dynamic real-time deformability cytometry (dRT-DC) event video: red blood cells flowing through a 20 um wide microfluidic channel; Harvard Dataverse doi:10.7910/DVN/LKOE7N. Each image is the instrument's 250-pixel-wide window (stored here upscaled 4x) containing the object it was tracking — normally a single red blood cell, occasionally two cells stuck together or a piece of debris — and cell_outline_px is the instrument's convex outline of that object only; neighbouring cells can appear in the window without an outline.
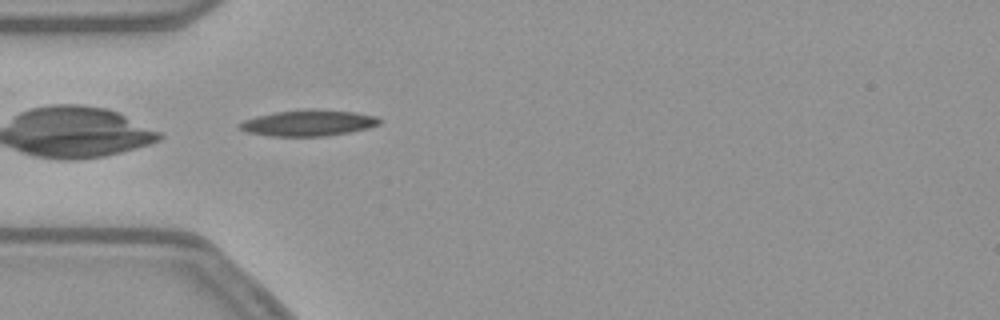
{"species": "common noctule bat (a hibernating species)", "species_latin": "Nyctalus noctula", "temperature_condition": "warm", "stored_images_in_passage": 31, "camera_frame_rate_fps": 3000, "um_per_image_px": 0.085, "animal": {"sex": "female", "body_mass_g": 21.9}, "frame": {"image": 1, "passage_image": 1, "time_ms": 0.0, "image_size_px": [1000, 320], "cell_outline_px": [[380, 124], [368, 128], [352, 132], [328, 136], [272, 136], [248, 132], [240, 128], [236, 124], [244, 120], [256, 116], [276, 112], [308, 108], [316, 108], [356, 112], [376, 116], [380, 120]], "centroid_in_image_um": [26.24, 10.44], "position_along_channel_um": 58.8, "area_um2": 21.5}}
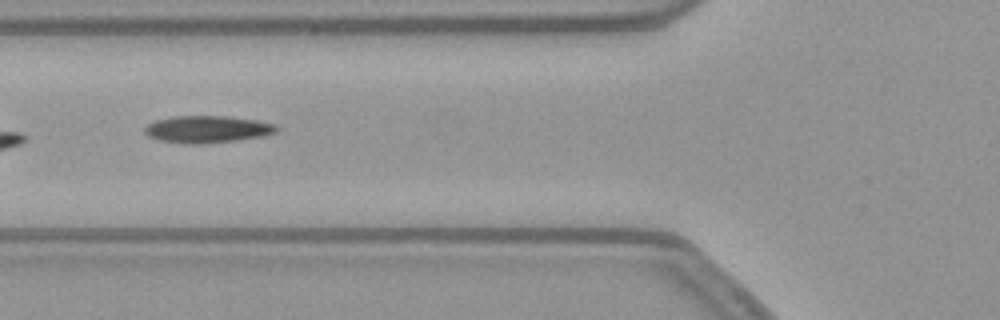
{"frame": {"image": 2, "passage_image": 5, "time_ms": 1.333, "image_size_px": [1000, 320], "cell_outline_px": [[276, 132], [264, 136], [236, 140], [204, 144], [184, 144], [160, 140], [148, 136], [144, 132], [144, 128], [148, 124], [156, 120], [172, 116], [224, 116], [256, 120], [276, 124]], "centroid_in_image_um": [17.59, 10.99], "position_along_channel_um": 108.2, "area_um2": 20.81}, "authors_computed_cell_mechanics": {"area_um2": 20.23, "velocity_mm_per_s": 3.8102, "shape_relaxation_time_tau1_ms": 5.5026, "shape_relaxation_time_tau2_ms": 3.3849, "deformation_change_tau1": 0.1879, "deformation_change_tau2": 0.1251}}